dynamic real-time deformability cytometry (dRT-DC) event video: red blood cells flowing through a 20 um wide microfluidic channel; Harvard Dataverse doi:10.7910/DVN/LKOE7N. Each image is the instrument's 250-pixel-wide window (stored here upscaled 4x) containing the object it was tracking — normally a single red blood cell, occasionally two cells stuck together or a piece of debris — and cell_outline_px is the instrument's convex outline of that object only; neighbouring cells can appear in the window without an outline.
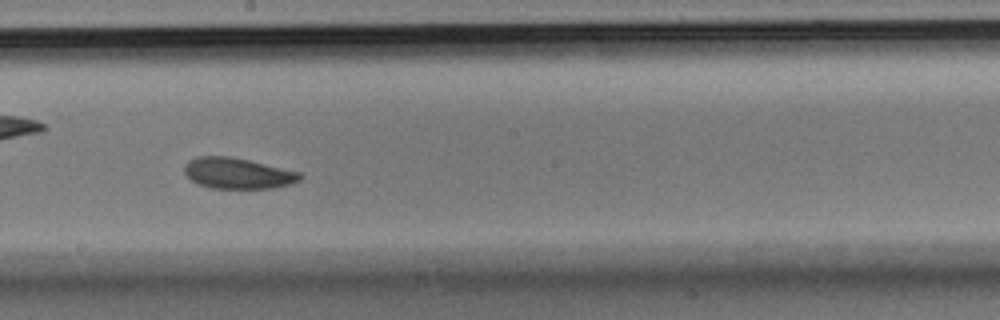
{"species": "Egyptian fruit bat (a non-hibernating species)", "species_latin": "Rousettus aegyptiacus", "temperature_condition": "room temperature", "stored_images_in_passage": 39, "camera_frame_rate_fps": 3000, "um_per_image_px": 0.085, "animal": {"sex": "male"}, "frame": {"image": 1, "passage_image": 17, "time_ms": 5.333, "image_size_px": [1000, 320], "cell_outline_px": [[304, 176], [300, 180], [292, 184], [272, 188], [212, 188], [200, 184], [192, 180], [184, 172], [184, 164], [188, 160], [196, 156], [228, 156], [248, 160], [300, 172]], "centroid_in_image_um": [20.21, 14.72], "position_along_channel_um": 228.0, "area_um2": 20.75}}
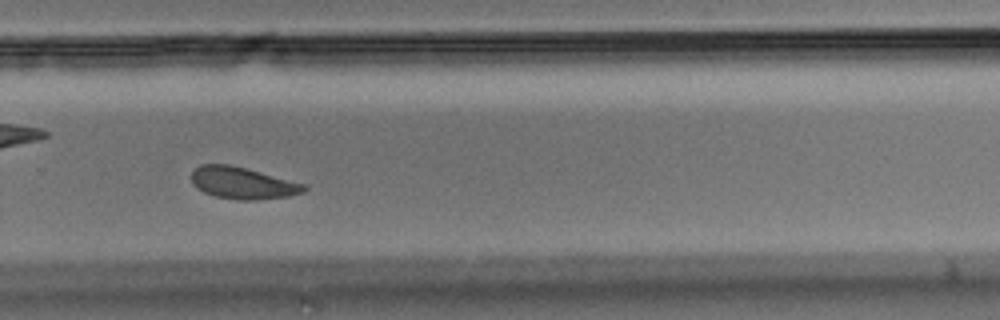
{"frame": {"image": 2, "passage_image": 23, "time_ms": 7.333, "image_size_px": [1000, 320], "cell_outline_px": [[308, 188], [304, 192], [288, 196], [256, 200], [236, 200], [216, 196], [204, 192], [196, 188], [192, 184], [192, 172], [200, 164], [228, 164], [244, 168], [304, 184]], "centroid_in_image_um": [20.59, 15.57], "position_along_channel_um": 309.2, "area_um2": 20.63}}